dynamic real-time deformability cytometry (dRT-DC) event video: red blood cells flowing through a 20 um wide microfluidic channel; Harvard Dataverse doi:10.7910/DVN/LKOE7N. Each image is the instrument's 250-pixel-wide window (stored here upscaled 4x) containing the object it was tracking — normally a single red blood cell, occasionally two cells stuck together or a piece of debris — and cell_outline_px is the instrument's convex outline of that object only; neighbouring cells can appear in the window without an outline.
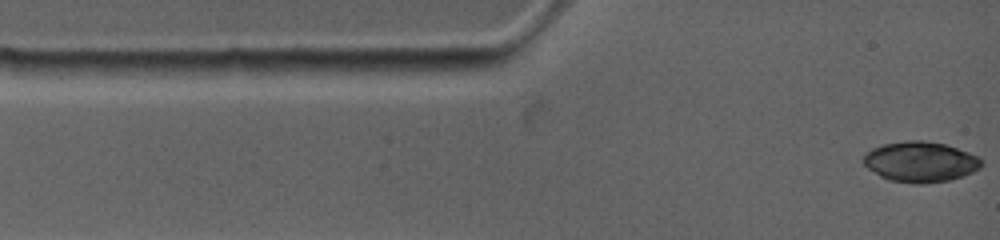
{"species": "common noctule bat (a hibernating species)", "species_latin": "Nyctalus noctula", "temperature_condition": "warm", "stored_images_in_passage": 4, "camera_frame_rate_fps": 4500, "um_per_image_px": 0.085, "animal": {"sex": "female", "body_mass_g": 19.0, "forearm_length_mm": 53.3}, "frame": {"image": 1, "passage_image": 1, "time_ms": 0.0, "image_size_px": [1000, 240], "cell_outline_px": [[984, 164], [980, 168], [964, 176], [948, 180], [924, 184], [916, 184], [888, 180], [880, 176], [868, 168], [860, 160], [864, 152], [872, 148], [884, 144], [908, 140], [920, 140], [944, 144], [980, 156], [984, 160]], "centroid_in_image_um": [78.23, 13.76], "position_along_channel_um": 6.8, "area_um2": 28.15}}
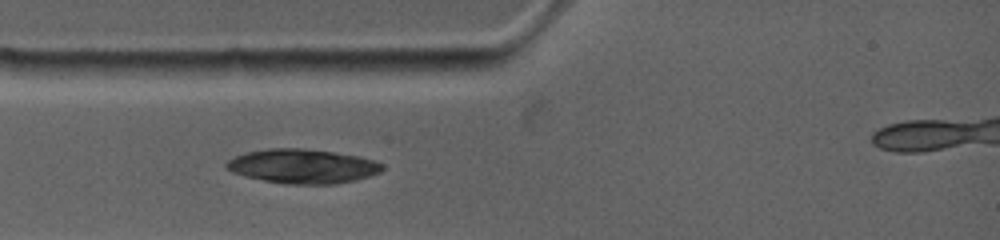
{"frame": {"image": 2, "passage_image": 3, "time_ms": 2.444, "image_size_px": [1000, 240], "cell_outline_px": [[384, 168], [380, 172], [356, 180], [336, 184], [284, 184], [244, 176], [232, 172], [224, 164], [228, 160], [236, 156], [248, 152], [272, 148], [296, 148], [332, 152], [356, 156], [372, 160], [380, 164]], "centroid_in_image_um": [25.7, 14.14], "position_along_channel_um": 59.3, "area_um2": 30.69}}